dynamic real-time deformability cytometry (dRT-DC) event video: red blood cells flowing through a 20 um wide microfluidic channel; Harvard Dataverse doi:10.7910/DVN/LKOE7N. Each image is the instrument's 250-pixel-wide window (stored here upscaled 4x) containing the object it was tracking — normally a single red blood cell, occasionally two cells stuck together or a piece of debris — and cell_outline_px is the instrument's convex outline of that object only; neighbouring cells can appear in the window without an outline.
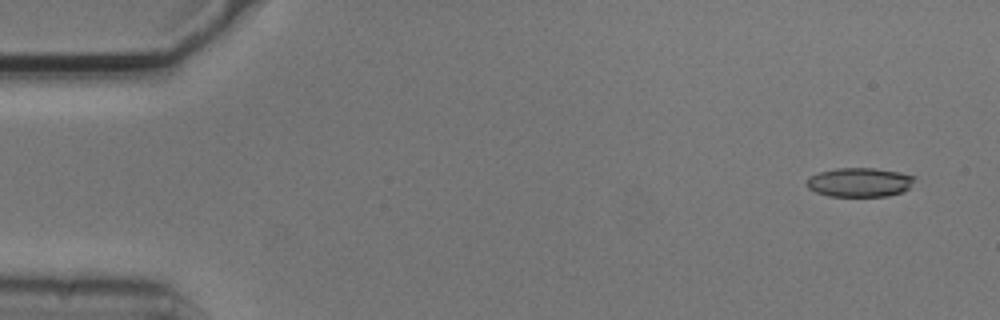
{"species": "common noctule bat (a hibernating species)", "species_latin": "Nyctalus noctula", "temperature_condition": "cold", "stored_images_in_passage": 5, "camera_frame_rate_fps": 3000, "um_per_image_px": 0.085, "animal": {"sex": "male", "body_mass_g": 20.5, "forearm_length_mm": 52.5}, "frame": {"image": 1, "passage_image": 1, "time_ms": 0.0, "image_size_px": [1000, 320], "cell_outline_px": [[916, 180], [904, 192], [888, 196], [828, 196], [816, 192], [808, 188], [804, 184], [808, 176], [820, 172], [836, 168], [876, 168], [900, 172], [916, 176]], "centroid_in_image_um": [73.06, 15.49], "position_along_channel_um": 11.9, "area_um2": 18.61}}